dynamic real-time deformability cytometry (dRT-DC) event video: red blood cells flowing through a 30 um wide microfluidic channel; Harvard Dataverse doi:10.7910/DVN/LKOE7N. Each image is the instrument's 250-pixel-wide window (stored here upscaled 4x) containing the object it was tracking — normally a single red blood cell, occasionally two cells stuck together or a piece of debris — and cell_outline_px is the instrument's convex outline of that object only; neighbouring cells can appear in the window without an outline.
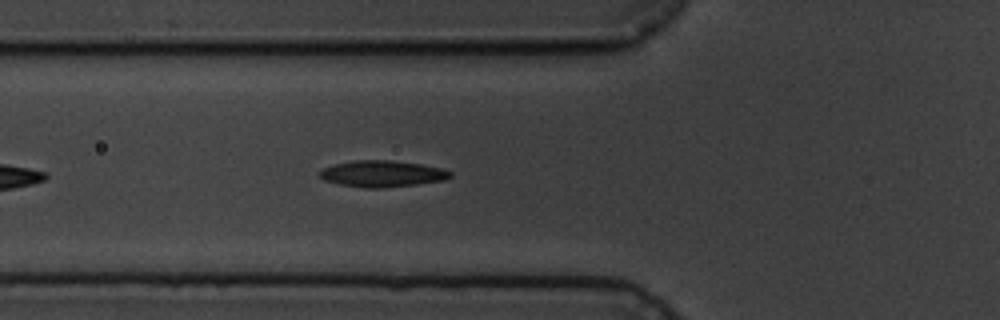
{"species": "common noctule bat (a hibernating species)", "species_latin": "Nyctalus noctula", "temperature_condition": "cold", "stored_images_in_passage": 2, "camera_frame_rate_fps": 3000, "um_per_image_px": 0.085, "animal": {"sex": "male", "body_mass_g": 19.5, "forearm_length_mm": 54.6}, "frame": {"image": 1, "passage_image": 2, "time_ms": 1.0, "image_size_px": [1000, 320], "cell_outline_px": [[452, 176], [444, 180], [416, 184], [380, 188], [368, 188], [340, 184], [324, 180], [320, 176], [320, 172], [324, 168], [332, 164], [356, 160], [388, 160], [420, 164], [440, 168], [452, 172]], "centroid_in_image_um": [32.48, 14.76], "position_along_channel_um": 93.3, "area_um2": 19.83}}